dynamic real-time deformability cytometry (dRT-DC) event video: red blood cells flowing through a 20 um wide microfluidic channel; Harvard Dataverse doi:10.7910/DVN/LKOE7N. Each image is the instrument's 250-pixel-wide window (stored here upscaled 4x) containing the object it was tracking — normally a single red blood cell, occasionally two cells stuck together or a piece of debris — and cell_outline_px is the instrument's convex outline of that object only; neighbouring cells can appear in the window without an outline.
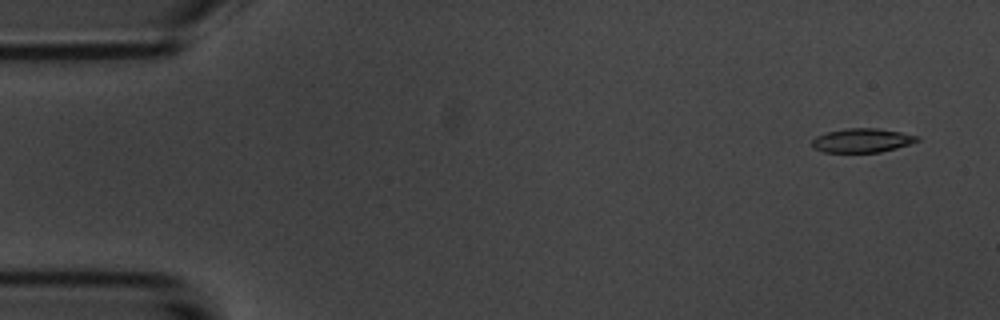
{"species": "common noctule bat (a hibernating species)", "species_latin": "Nyctalus noctula", "temperature_condition": "room temperature", "stored_images_in_passage": 15, "camera_frame_rate_fps": 3000, "um_per_image_px": 0.085, "animal": {"sex": "male", "body_mass_g": 20.1, "forearm_length_mm": 53.5}, "frame": {"image": 1, "passage_image": 3, "time_ms": 0.667, "image_size_px": [1000, 320], "cell_outline_px": [[920, 140], [912, 144], [880, 152], [824, 152], [812, 148], [812, 140], [816, 136], [828, 132], [844, 128], [876, 128], [900, 132], [920, 136]], "centroid_in_image_um": [73.29, 11.93], "position_along_channel_um": 11.7, "area_um2": 14.8}}